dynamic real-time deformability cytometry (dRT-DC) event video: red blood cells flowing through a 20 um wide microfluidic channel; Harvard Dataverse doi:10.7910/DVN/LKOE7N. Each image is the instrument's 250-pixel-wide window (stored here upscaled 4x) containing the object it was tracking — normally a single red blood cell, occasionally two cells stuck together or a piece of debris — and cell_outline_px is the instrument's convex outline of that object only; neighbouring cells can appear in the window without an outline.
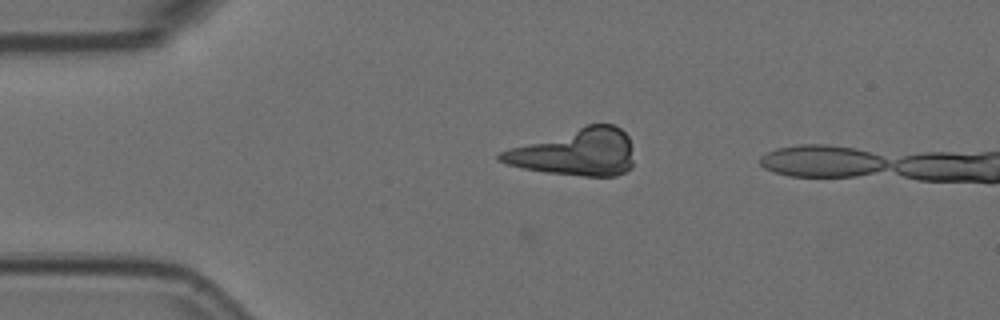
{"species": "Egyptian fruit bat (a non-hibernating species)", "species_latin": "Rousettus aegyptiacus", "temperature_condition": "room temperature", "stored_images_in_passage": 5, "camera_frame_rate_fps": 3000, "um_per_image_px": 0.085, "animal": {"sex": "female"}, "frame": {"image": 1, "passage_image": 4, "time_ms": 1.0, "image_size_px": [1000, 320], "cell_outline_px": [[632, 168], [616, 176], [584, 176], [544, 172], [524, 168], [508, 164], [500, 160], [496, 156], [500, 152], [512, 148], [588, 124], [612, 124], [620, 128], [628, 136], [632, 148]], "centroid_in_image_um": [48.97, 12.95], "position_along_channel_um": 36.0, "area_um2": 35.89}}